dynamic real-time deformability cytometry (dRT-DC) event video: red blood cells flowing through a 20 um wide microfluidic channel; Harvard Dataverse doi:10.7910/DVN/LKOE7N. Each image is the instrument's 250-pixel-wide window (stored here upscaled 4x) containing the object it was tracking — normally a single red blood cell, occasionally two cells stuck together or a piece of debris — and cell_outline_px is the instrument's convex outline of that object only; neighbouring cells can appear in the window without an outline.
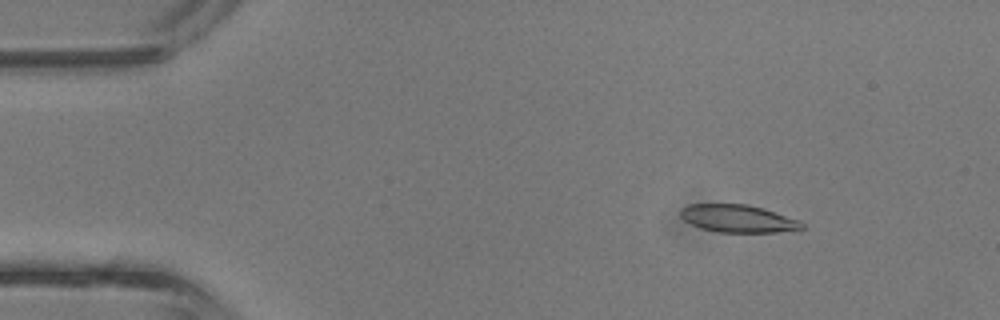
{"species": "common noctule bat (a hibernating species)", "species_latin": "Nyctalus noctula", "temperature_condition": "room temperature", "stored_images_in_passage": 42, "camera_frame_rate_fps": 3000, "um_per_image_px": 0.085, "animal": {"sex": "male", "body_mass_g": 13.3}, "frame": {"image": 1, "passage_image": 6, "time_ms": 1.667, "image_size_px": [1000, 320], "cell_outline_px": [[804, 228], [776, 232], [716, 232], [700, 228], [684, 220], [680, 216], [680, 208], [688, 204], [748, 204], [764, 208], [800, 220], [804, 224]], "centroid_in_image_um": [62.71, 18.57], "position_along_channel_um": 22.3, "area_um2": 19.65}}
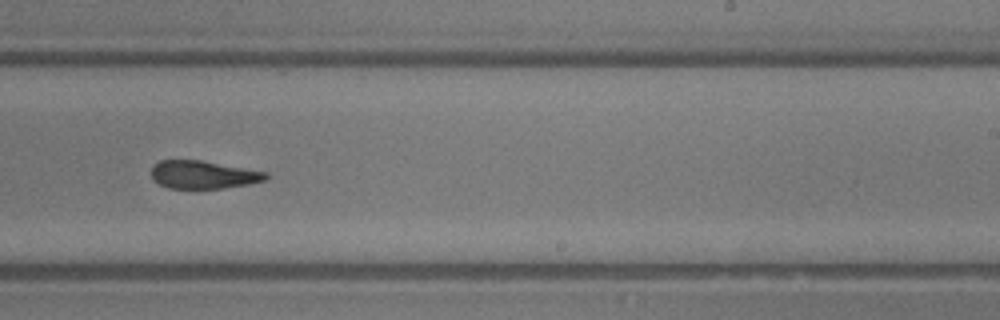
{"frame": {"image": 2, "passage_image": 26, "time_ms": 8.333, "image_size_px": [1000, 320], "cell_outline_px": [[268, 176], [264, 180], [248, 184], [224, 188], [168, 188], [152, 180], [152, 168], [160, 160], [200, 160], [268, 172]], "centroid_in_image_um": [17.27, 14.85], "position_along_channel_um": 271.7, "area_um2": 18.5}}
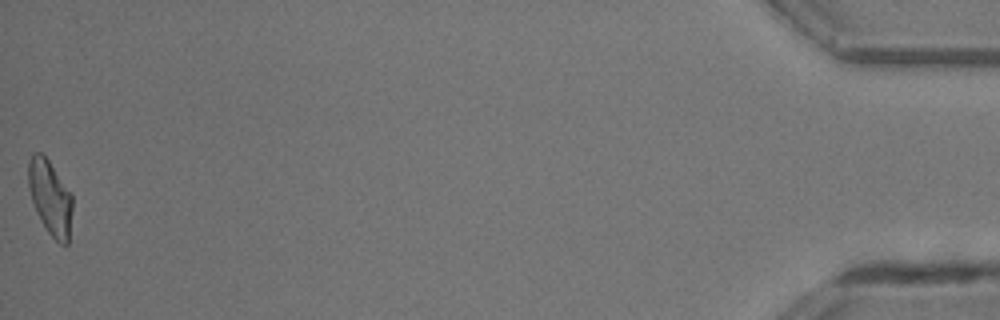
{"frame": {"image": 3, "passage_image": 42, "time_ms": 13.667, "image_size_px": [1000, 320], "cell_outline_px": [[72, 212], [68, 244], [60, 244], [48, 232], [36, 212], [32, 200], [28, 184], [28, 160], [32, 152], [40, 152], [48, 160], [72, 192]], "centroid_in_image_um": [4.27, 16.77], "position_along_channel_um": 430.9, "area_um2": 19.25}, "authors_computed_cell_mechanics": {"area_um2": 19.9121, "velocity_mm_per_s": 4.9403, "shape_relaxation_time_tau1_ms": 4.7424, "shape_relaxation_time_tau2_ms": 3.4173, "deformation_change_tau1": 0.1889, "deformation_change_tau2": 0.1045}}